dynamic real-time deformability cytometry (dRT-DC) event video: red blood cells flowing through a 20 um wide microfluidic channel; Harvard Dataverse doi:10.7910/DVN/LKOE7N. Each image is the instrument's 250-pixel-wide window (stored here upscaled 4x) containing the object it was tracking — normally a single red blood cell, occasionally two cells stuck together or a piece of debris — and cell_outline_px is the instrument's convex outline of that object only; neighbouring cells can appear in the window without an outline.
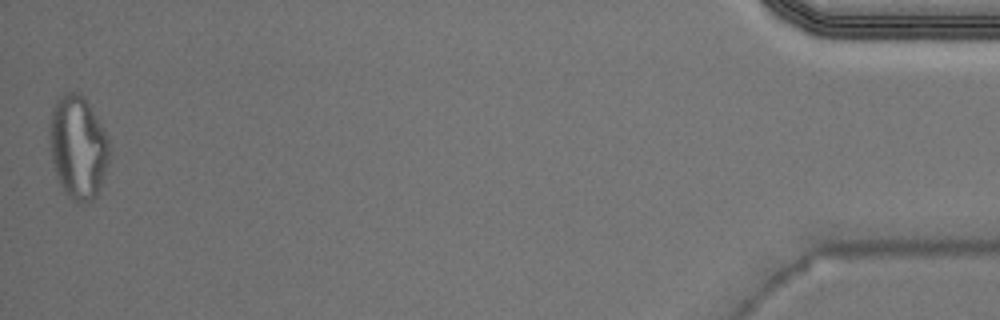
{"species": "Egyptian fruit bat (a non-hibernating species)", "species_latin": "Rousettus aegyptiacus", "temperature_condition": "warm", "stored_images_in_passage": 40, "camera_frame_rate_fps": 3000, "um_per_image_px": 0.085, "animal": {"sex": "male"}, "frame": {"image": 1, "passage_image": 40, "time_ms": 13.0, "image_size_px": [1000, 320], "cell_outline_px": [[108, 160], [96, 196], [88, 204], [76, 204], [64, 192], [56, 176], [52, 160], [48, 136], [48, 124], [56, 100], [60, 96], [68, 92], [80, 92], [84, 96], [104, 132], [108, 140]], "centroid_in_image_um": [6.58, 12.53], "position_along_channel_um": 428.6, "area_um2": 35.78}, "authors_computed_cell_mechanics": {"area_um2": 20.808, "velocity_mm_per_s": 4.0059, "shape_relaxation_time_tau1_ms": null, "shape_relaxation_time_tau2_ms": 1.3423, "deformation_change_tau1": null, "deformation_change_tau2": 0.1055}}